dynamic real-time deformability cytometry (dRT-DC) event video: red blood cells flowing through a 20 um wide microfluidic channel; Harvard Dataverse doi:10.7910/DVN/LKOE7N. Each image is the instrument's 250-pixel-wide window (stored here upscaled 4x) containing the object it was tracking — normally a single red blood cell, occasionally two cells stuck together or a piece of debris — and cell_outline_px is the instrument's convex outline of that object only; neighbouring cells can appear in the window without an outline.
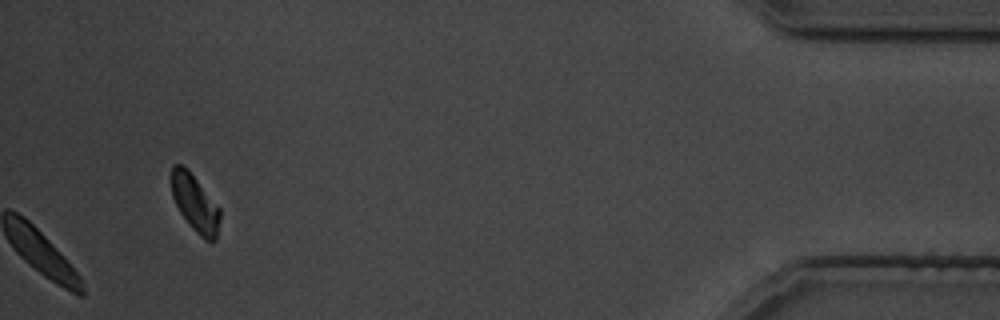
{"species": "common noctule bat (a hibernating species)", "species_latin": "Nyctalus noctula", "temperature_condition": "cold", "stored_images_in_passage": 27, "camera_frame_rate_fps": 3000, "um_per_image_px": 0.085, "animal": {"sex": "male", "body_mass_g": 19.5, "forearm_length_mm": 54.6}, "frame": {"image": 1, "passage_image": 27, "time_ms": 32.0, "image_size_px": [1000, 320], "cell_outline_px": [[220, 220], [216, 240], [212, 244], [204, 240], [188, 224], [180, 212], [172, 196], [172, 164], [180, 164], [196, 180], [220, 208]], "centroid_in_image_um": [16.6, 17.37], "position_along_channel_um": 418.6, "area_um2": 15.84}}